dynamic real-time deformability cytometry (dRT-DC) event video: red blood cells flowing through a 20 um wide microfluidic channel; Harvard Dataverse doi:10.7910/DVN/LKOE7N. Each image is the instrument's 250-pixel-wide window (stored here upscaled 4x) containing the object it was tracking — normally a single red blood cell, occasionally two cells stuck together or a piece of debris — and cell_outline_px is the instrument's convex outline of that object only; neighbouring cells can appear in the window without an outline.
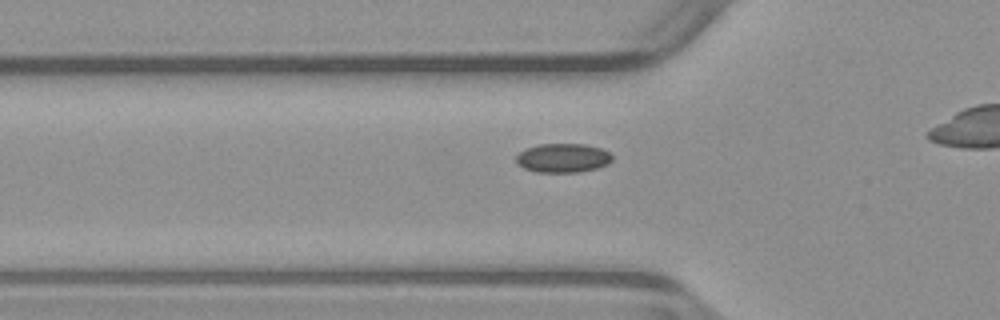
{"species": "common noctule bat (a hibernating species)", "species_latin": "Nyctalus noctula", "temperature_condition": "warm", "stored_images_in_passage": 32, "camera_frame_rate_fps": 3000, "um_per_image_px": 0.085, "animal": {"sex": "male", "body_mass_g": 23.1, "forearm_length_mm": 52.7}, "frame": {"image": 1, "passage_image": 7, "time_ms": 2.0, "image_size_px": [1000, 320], "cell_outline_px": [[612, 160], [608, 164], [596, 168], [580, 172], [536, 172], [524, 168], [516, 164], [516, 156], [524, 148], [536, 144], [584, 144], [600, 148], [608, 152], [612, 156]], "centroid_in_image_um": [47.81, 13.42], "position_along_channel_um": 78.0, "area_um2": 16.36}}
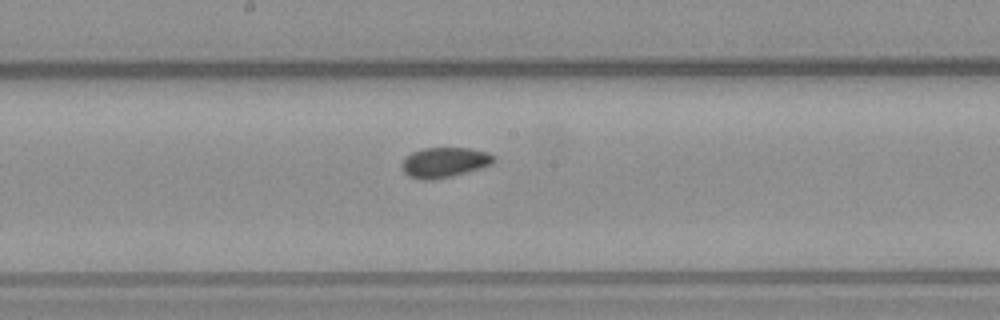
{"frame": {"image": 2, "passage_image": 17, "time_ms": 5.333, "image_size_px": [1000, 320], "cell_outline_px": [[496, 160], [492, 164], [464, 172], [448, 176], [428, 180], [424, 180], [408, 176], [404, 172], [400, 164], [404, 156], [412, 152], [424, 148], [468, 148], [488, 152], [496, 156]], "centroid_in_image_um": [37.75, 13.78], "position_along_channel_um": 210.5, "area_um2": 16.01}}
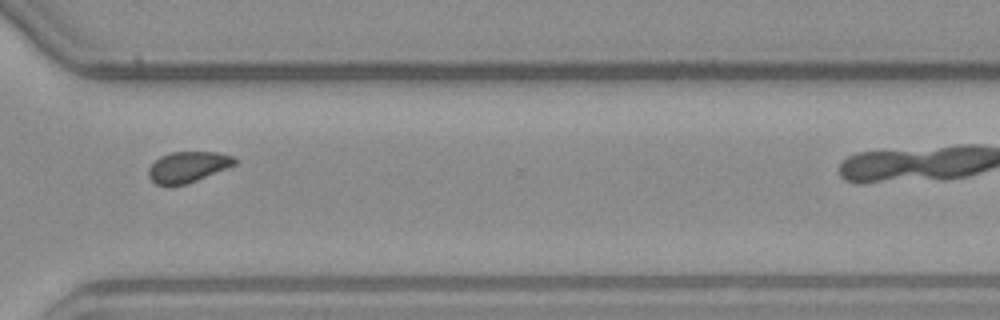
{"frame": {"image": 3, "passage_image": 28, "time_ms": 9.0, "image_size_px": [1000, 320], "cell_outline_px": [[236, 164], [228, 168], [196, 180], [184, 184], [168, 188], [156, 184], [148, 176], [148, 168], [160, 156], [172, 152], [216, 152], [232, 156], [236, 160]], "centroid_in_image_um": [15.93, 14.21], "position_along_channel_um": 354.7, "area_um2": 15.55}}